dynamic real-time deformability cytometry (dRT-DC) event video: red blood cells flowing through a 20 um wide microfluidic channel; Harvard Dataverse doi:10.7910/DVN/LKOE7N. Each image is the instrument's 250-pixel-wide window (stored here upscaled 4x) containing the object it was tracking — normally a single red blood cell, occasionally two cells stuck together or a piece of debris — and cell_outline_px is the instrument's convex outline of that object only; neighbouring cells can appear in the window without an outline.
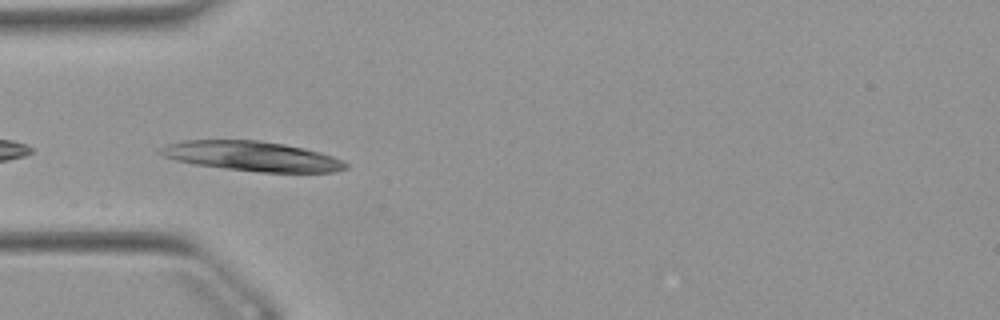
{"species": "Egyptian fruit bat (a non-hibernating species)", "species_latin": "Rousettus aegyptiacus", "temperature_condition": "warm", "stored_images_in_passage": 33, "camera_frame_rate_fps": 3000, "um_per_image_px": 0.085, "animal": {"sex": "female"}, "frame": {"image": 1, "passage_image": 1, "time_ms": 0.0, "image_size_px": [1000, 320], "cell_outline_px": [[348, 168], [336, 172], [260, 172], [224, 168], [196, 164], [176, 160], [164, 156], [156, 152], [160, 148], [168, 144], [184, 140], [256, 140], [284, 144], [304, 148], [320, 152], [344, 160], [348, 164]], "centroid_in_image_um": [21.45, 13.28], "position_along_channel_um": 63.5, "area_um2": 32.08}, "authors_computed_cell_mechanics": {"area_um2": 19.941, "velocity_mm_per_s": 3.8813, "shape_relaxation_time_tau1_ms": 0.685, "shape_relaxation_time_tau2_ms": 0.9381, "deformation_change_tau1": 0.1669, "deformation_change_tau2": 0.0829}}